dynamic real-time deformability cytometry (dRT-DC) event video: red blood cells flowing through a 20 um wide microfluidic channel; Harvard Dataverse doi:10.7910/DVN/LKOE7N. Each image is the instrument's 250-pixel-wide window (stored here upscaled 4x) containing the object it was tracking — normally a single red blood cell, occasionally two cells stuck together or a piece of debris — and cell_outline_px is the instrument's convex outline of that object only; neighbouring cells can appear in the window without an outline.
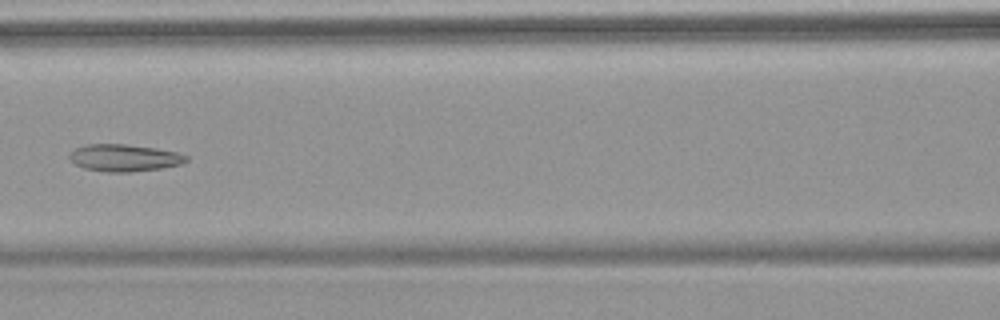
{"species": "common noctule bat (a hibernating species)", "species_latin": "Nyctalus noctula", "temperature_condition": "warm", "stored_images_in_passage": 7, "camera_frame_rate_fps": 3000, "um_per_image_px": 0.085, "animal": {"sex": "female", "body_mass_g": 18.4}, "frame": {"image": 1, "passage_image": 6, "time_ms": 7.667, "image_size_px": [1000, 320], "cell_outline_px": [[188, 160], [180, 164], [160, 168], [128, 172], [108, 172], [84, 168], [76, 164], [68, 156], [76, 148], [88, 144], [124, 144], [156, 148], [176, 152], [188, 156]], "centroid_in_image_um": [10.57, 13.41], "position_along_channel_um": 156.0, "area_um2": 18.15}}
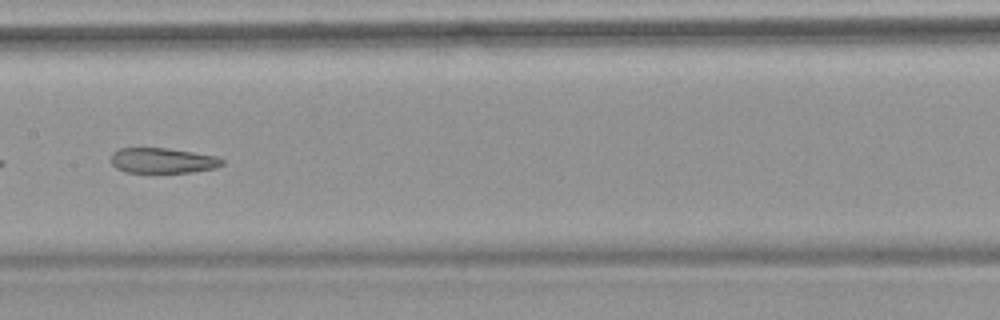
{"frame": {"image": 2, "passage_image": 7, "time_ms": 8.667, "image_size_px": [1000, 320], "cell_outline_px": [[224, 164], [216, 168], [192, 172], [128, 172], [116, 168], [112, 164], [112, 152], [120, 148], [168, 148], [216, 156], [224, 160]], "centroid_in_image_um": [13.85, 13.64], "position_along_channel_um": 193.6, "area_um2": 16.3}}